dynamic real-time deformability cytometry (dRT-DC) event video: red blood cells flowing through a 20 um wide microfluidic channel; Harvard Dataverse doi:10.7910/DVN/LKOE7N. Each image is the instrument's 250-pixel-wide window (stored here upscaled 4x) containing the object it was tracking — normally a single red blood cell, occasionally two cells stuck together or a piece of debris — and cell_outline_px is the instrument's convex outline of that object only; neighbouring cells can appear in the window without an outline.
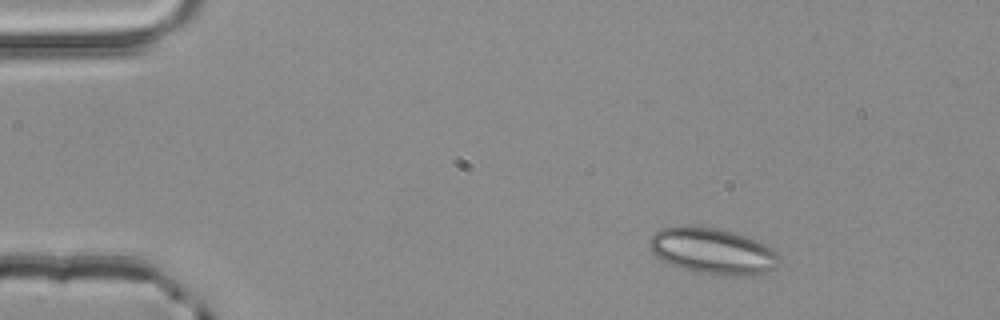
{"species": "common noctule bat (a hibernating species)", "species_latin": "Nyctalus noctula", "temperature_condition": "room temperature", "stored_images_in_passage": 3, "camera_frame_rate_fps": 3000, "um_per_image_px": 0.085, "animal": {"sex": "male", "body_mass_g": 20.4}, "frame": {"image": 1, "passage_image": 1, "time_ms": 0.0, "image_size_px": [1000, 320], "cell_outline_px": [[780, 256], [776, 268], [752, 276], [732, 276], [696, 272], [680, 268], [660, 260], [652, 252], [648, 244], [648, 240], [660, 228], [680, 224], [720, 228], [736, 232], [760, 240], [776, 252]], "centroid_in_image_um": [60.57, 21.32], "position_along_channel_um": 24.4, "area_um2": 35.66}}